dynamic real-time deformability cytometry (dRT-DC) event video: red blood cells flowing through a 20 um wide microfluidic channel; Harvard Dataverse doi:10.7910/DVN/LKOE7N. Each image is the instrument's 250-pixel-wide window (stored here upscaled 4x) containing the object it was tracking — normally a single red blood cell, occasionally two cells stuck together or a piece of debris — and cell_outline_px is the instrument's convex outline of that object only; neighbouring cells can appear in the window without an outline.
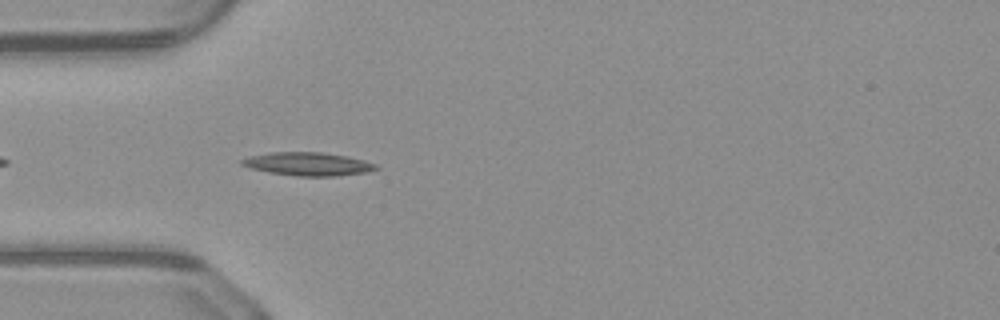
{"species": "common noctule bat (a hibernating species)", "species_latin": "Nyctalus noctula", "temperature_condition": "warm", "stored_images_in_passage": 33, "camera_frame_rate_fps": 3000, "um_per_image_px": 0.085, "animal": {"sex": "male", "body_mass_g": 23.1, "forearm_length_mm": 52.7}, "frame": {"image": 1, "passage_image": 1, "time_ms": 0.0, "image_size_px": [1000, 320], "cell_outline_px": [[380, 168], [368, 172], [336, 176], [296, 176], [268, 172], [248, 168], [240, 164], [240, 160], [252, 156], [272, 152], [320, 152], [348, 156], [364, 160], [376, 164]], "centroid_in_image_um": [26.19, 13.94], "position_along_channel_um": 58.8, "area_um2": 18.26}}
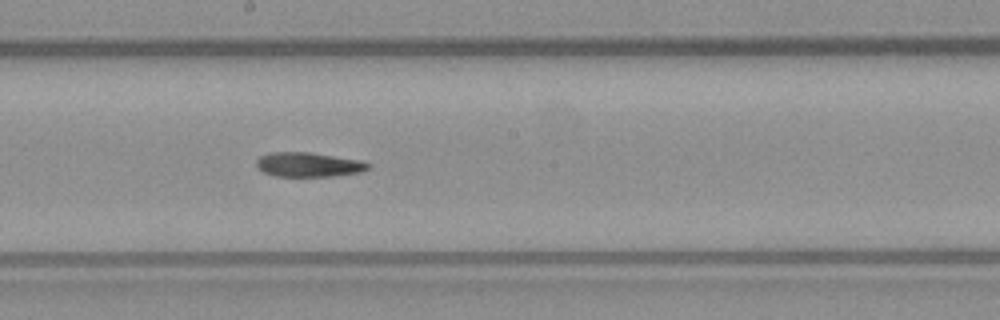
{"frame": {"image": 2, "passage_image": 13, "time_ms": 4.0, "image_size_px": [1000, 320], "cell_outline_px": [[372, 164], [368, 168], [360, 172], [332, 176], [276, 176], [264, 172], [256, 164], [256, 160], [260, 156], [268, 152], [308, 152], [360, 160]], "centroid_in_image_um": [26.22, 13.98], "position_along_channel_um": 222.0, "area_um2": 15.78}}
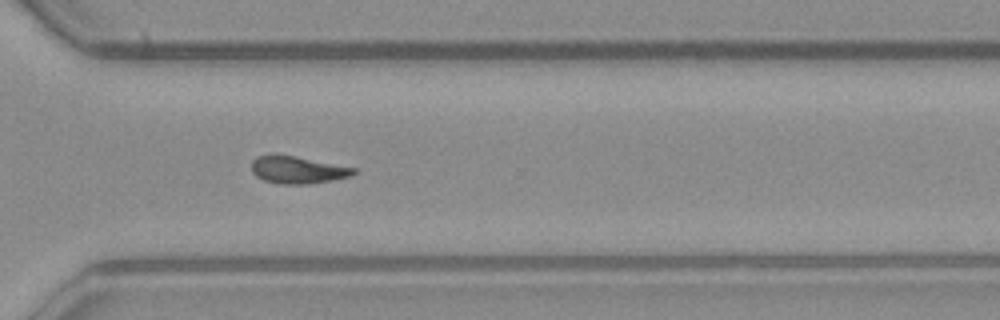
{"frame": {"image": 3, "passage_image": 22, "time_ms": 7.0, "image_size_px": [1000, 320], "cell_outline_px": [[356, 172], [348, 176], [332, 180], [308, 184], [280, 184], [264, 180], [256, 176], [252, 172], [252, 160], [256, 156], [272, 152], [296, 156], [356, 168]], "centroid_in_image_um": [25.22, 14.41], "position_along_channel_um": 345.4, "area_um2": 16.47}, "authors_computed_cell_mechanics": {"area_um2": 16.2996, "velocity_mm_per_s": 4.1309, "shape_relaxation_time_tau1_ms": null, "shape_relaxation_time_tau2_ms": 2.0648, "deformation_change_tau1": null, "deformation_change_tau2": 0.1085}}